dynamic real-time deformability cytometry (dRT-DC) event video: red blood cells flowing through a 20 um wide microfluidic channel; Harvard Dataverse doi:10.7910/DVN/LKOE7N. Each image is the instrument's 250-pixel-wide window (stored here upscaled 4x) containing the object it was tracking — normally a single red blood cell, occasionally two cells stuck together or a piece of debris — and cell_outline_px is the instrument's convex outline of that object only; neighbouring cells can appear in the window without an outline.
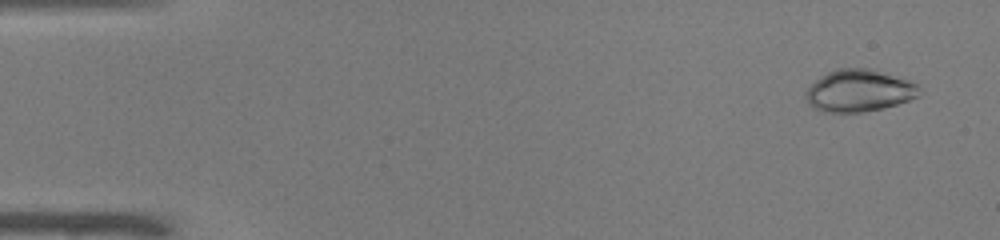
{"species": "common noctule bat (a hibernating species)", "species_latin": "Nyctalus noctula", "temperature_condition": "warm", "stored_images_in_passage": 12, "camera_frame_rate_fps": 3000, "um_per_image_px": 0.085, "animal": {"sex": "male", "body_mass_g": 19.0, "forearm_length_mm": 50.8}, "frame": {"image": 1, "passage_image": 3, "time_ms": 0.667, "image_size_px": [1000, 240], "cell_outline_px": [[924, 92], [920, 96], [884, 108], [860, 112], [820, 112], [812, 108], [808, 104], [808, 88], [820, 76], [836, 68], [868, 68], [916, 84]], "centroid_in_image_um": [73.01, 7.73], "position_along_channel_um": 12.0, "area_um2": 27.51}}